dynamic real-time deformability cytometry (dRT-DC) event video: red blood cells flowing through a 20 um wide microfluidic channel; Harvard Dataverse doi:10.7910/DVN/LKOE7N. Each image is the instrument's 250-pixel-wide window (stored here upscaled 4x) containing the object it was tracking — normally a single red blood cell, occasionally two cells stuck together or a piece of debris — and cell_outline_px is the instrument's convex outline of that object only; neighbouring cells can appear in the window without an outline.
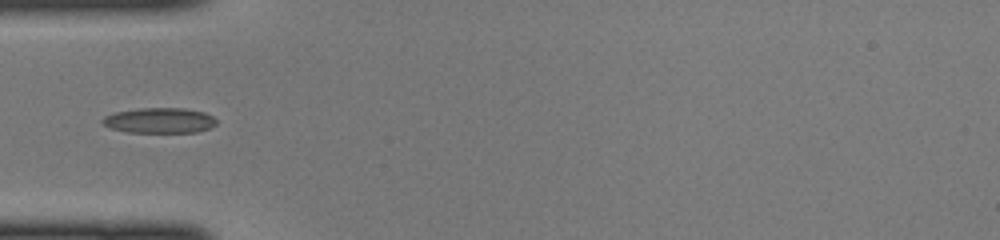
{"species": "common noctule bat (a hibernating species)", "species_latin": "Nyctalus noctula", "temperature_condition": "cold", "stored_images_in_passage": 46, "camera_frame_rate_fps": 3000, "um_per_image_px": 0.085, "animal": {"sex": "female", "body_mass_g": 22.0, "forearm_length_mm": 56.7}, "frame": {"image": 1, "passage_image": 14, "time_ms": 4.333, "image_size_px": [1000, 240], "cell_outline_px": [[216, 124], [208, 128], [196, 132], [128, 132], [108, 128], [100, 120], [104, 116], [116, 112], [140, 108], [184, 108], [204, 112], [212, 116], [216, 120]], "centroid_in_image_um": [13.53, 10.24], "position_along_channel_um": 71.5, "area_um2": 16.76}}
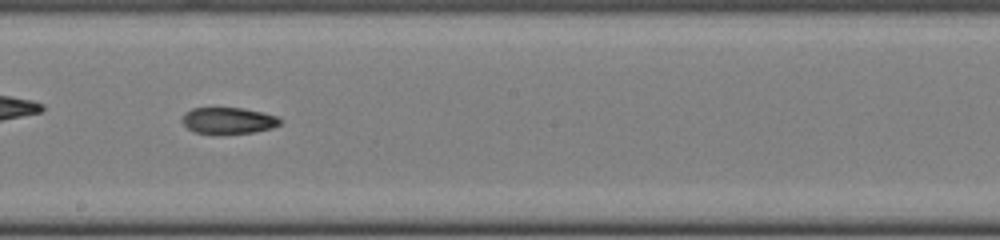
{"frame": {"image": 2, "passage_image": 25, "time_ms": 8.0, "image_size_px": [1000, 240], "cell_outline_px": [[280, 124], [272, 128], [256, 132], [216, 136], [192, 132], [180, 120], [184, 112], [192, 108], [244, 108], [264, 112], [276, 116], [280, 120]], "centroid_in_image_um": [19.36, 10.28], "position_along_channel_um": 228.8, "area_um2": 15.72}}
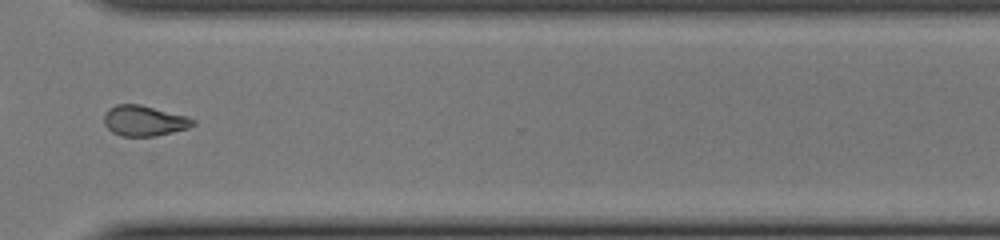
{"frame": {"image": 3, "passage_image": 34, "time_ms": 11.0, "image_size_px": [1000, 240], "cell_outline_px": [[196, 124], [188, 128], [156, 136], [120, 136], [112, 132], [104, 124], [104, 112], [108, 108], [116, 104], [140, 104], [188, 116], [196, 120]], "centroid_in_image_um": [12.25, 10.26], "position_along_channel_um": 358.3, "area_um2": 16.01}}